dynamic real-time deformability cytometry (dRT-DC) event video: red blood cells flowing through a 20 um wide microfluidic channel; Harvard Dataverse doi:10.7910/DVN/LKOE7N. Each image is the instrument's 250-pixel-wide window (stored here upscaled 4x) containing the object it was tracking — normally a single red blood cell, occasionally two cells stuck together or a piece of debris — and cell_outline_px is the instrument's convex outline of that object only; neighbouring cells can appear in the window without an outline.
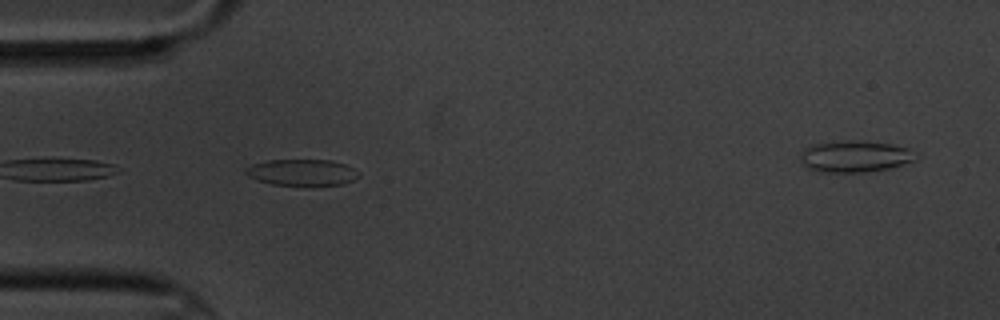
{"species": "common noctule bat (a hibernating species)", "species_latin": "Nyctalus noctula", "temperature_condition": "cold", "stored_images_in_passage": 5, "segment_of_instrument_passage": [1, 2], "camera_frame_rate_fps": 3000, "um_per_image_px": 0.085, "animal": {"sex": "male", "body_mass_g": 20.1, "forearm_length_mm": 53.5}, "frame": {"image": 1, "passage_image": 4, "time_ms": 3.667, "image_size_px": [1000, 320], "cell_outline_px": [[360, 176], [344, 184], [272, 184], [256, 180], [248, 176], [244, 172], [244, 168], [252, 164], [268, 160], [332, 160], [344, 164], [360, 172]], "centroid_in_image_um": [25.64, 14.63], "position_along_channel_um": 59.4, "area_um2": 17.11}}